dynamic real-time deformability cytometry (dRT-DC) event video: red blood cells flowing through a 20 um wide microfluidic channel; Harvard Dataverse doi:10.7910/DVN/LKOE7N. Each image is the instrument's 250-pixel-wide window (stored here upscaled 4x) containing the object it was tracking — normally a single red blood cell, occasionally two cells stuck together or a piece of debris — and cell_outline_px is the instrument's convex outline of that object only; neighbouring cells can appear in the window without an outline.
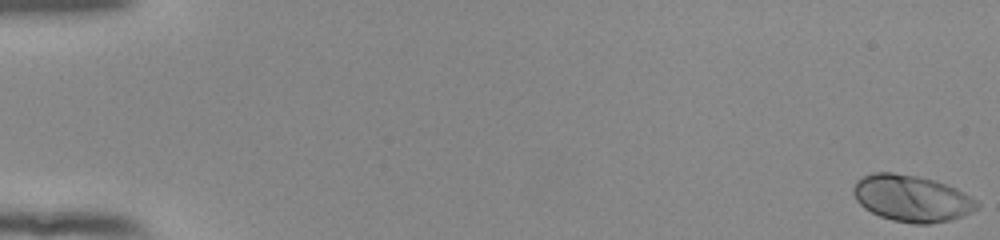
{"species": "human", "species_latin": "Homo sapiens", "temperature_condition": "room temperature", "stored_images_in_passage": 51, "camera_frame_rate_fps": 3000, "um_per_image_px": 0.085, "donor": {"sex": "female"}, "frame": {"image": 1, "passage_image": 1, "time_ms": 0.0, "image_size_px": [1000, 240], "cell_outline_px": [[980, 204], [972, 212], [948, 220], [928, 224], [912, 224], [892, 220], [880, 216], [864, 208], [856, 200], [852, 192], [852, 188], [856, 180], [872, 172], [892, 172], [916, 176], [932, 180], [956, 188], [964, 192], [976, 200]], "centroid_in_image_um": [77.46, 16.86], "position_along_channel_um": 7.5, "area_um2": 33.41}}
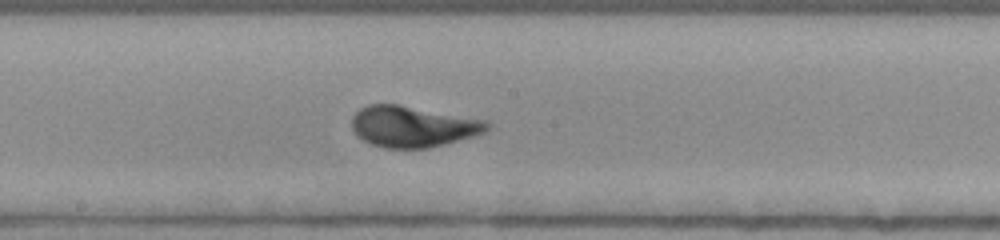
{"frame": {"image": 2, "passage_image": 31, "time_ms": 10.0, "image_size_px": [1000, 240], "cell_outline_px": [[488, 128], [484, 132], [472, 136], [444, 144], [428, 148], [384, 148], [372, 144], [356, 136], [352, 128], [352, 116], [360, 108], [368, 104], [400, 104], [488, 120]], "centroid_in_image_um": [35.06, 10.74], "position_along_channel_um": 213.1, "area_um2": 32.43}}
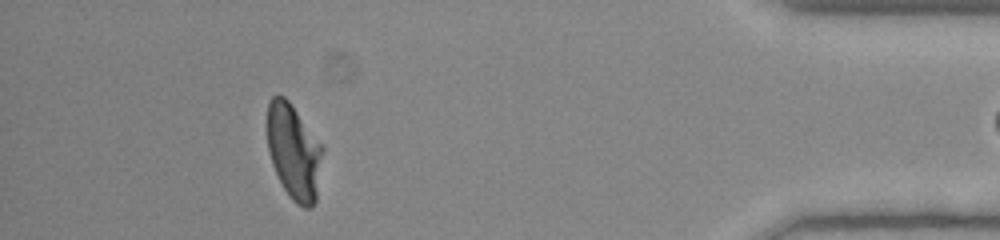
{"frame": {"image": 3, "passage_image": 50, "time_ms": 16.333, "image_size_px": [1000, 240], "cell_outline_px": [[324, 148], [316, 200], [312, 208], [304, 208], [296, 204], [288, 196], [272, 164], [268, 148], [264, 124], [268, 104], [272, 96], [284, 96], [288, 100]], "centroid_in_image_um": [24.94, 12.9], "position_along_channel_um": 410.3, "area_um2": 31.1}}